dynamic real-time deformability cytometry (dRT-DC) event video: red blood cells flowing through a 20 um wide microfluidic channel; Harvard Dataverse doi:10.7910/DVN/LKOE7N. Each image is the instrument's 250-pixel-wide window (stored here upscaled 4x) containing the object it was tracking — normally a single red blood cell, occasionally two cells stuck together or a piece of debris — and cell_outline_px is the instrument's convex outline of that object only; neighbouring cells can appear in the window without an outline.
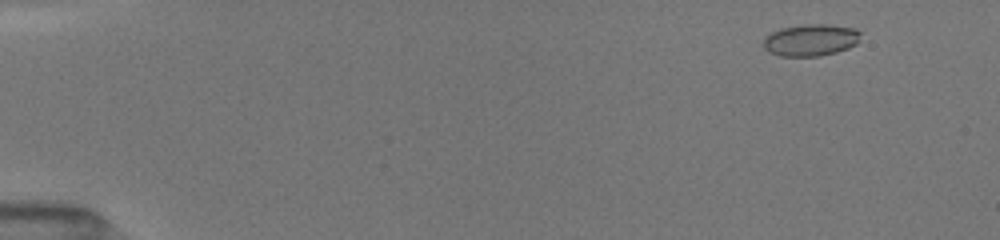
{"species": "common noctule bat (a hibernating species)", "species_latin": "Nyctalus noctula", "temperature_condition": "room temperature", "stored_images_in_passage": 24, "camera_frame_rate_fps": 3000, "um_per_image_px": 0.085, "animal": {"sex": "female", "body_mass_g": 19.5, "forearm_length_mm": 54.1}, "frame": {"image": 1, "passage_image": 5, "time_ms": 1.333, "image_size_px": [1000, 240], "cell_outline_px": [[860, 32], [856, 44], [848, 48], [836, 52], [820, 56], [780, 56], [768, 52], [764, 48], [764, 40], [772, 32], [780, 28], [804, 24], [828, 24], [856, 28]], "centroid_in_image_um": [68.91, 3.4], "position_along_channel_um": 16.1, "area_um2": 18.03}}
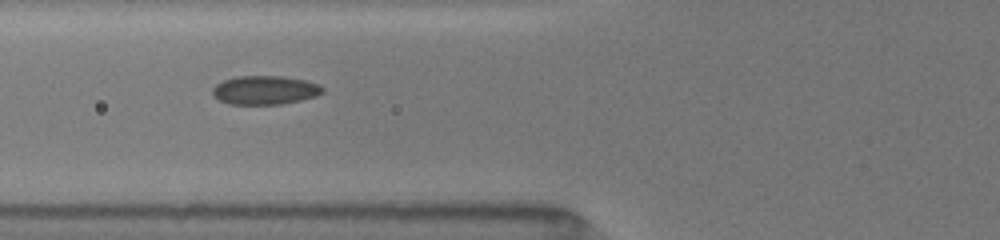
{"frame": {"image": 2, "passage_image": 19, "time_ms": 6.667, "image_size_px": [1000, 240], "cell_outline_px": [[324, 92], [316, 96], [300, 100], [280, 104], [228, 104], [212, 96], [212, 88], [216, 84], [224, 80], [236, 76], [280, 76], [304, 80], [320, 84], [324, 88]], "centroid_in_image_um": [22.51, 7.66], "position_along_channel_um": 103.3, "area_um2": 18.5}}
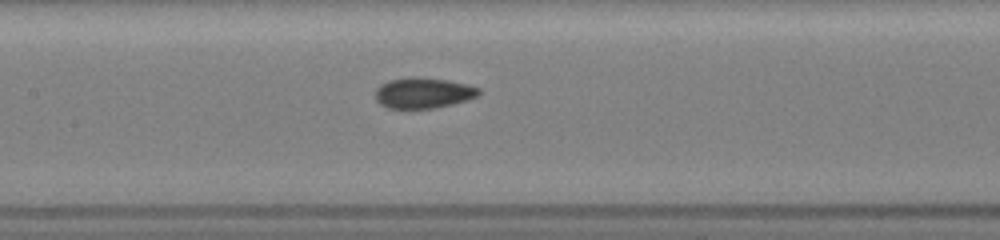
{"frame": {"image": 3, "passage_image": 24, "time_ms": 8.333, "image_size_px": [1000, 240], "cell_outline_px": [[480, 92], [476, 96], [468, 100], [436, 108], [388, 108], [380, 104], [376, 100], [376, 88], [380, 84], [388, 80], [408, 76], [412, 76], [448, 80], [468, 84], [480, 88]], "centroid_in_image_um": [35.97, 7.88], "position_along_channel_um": 171.4, "area_um2": 18.67}}